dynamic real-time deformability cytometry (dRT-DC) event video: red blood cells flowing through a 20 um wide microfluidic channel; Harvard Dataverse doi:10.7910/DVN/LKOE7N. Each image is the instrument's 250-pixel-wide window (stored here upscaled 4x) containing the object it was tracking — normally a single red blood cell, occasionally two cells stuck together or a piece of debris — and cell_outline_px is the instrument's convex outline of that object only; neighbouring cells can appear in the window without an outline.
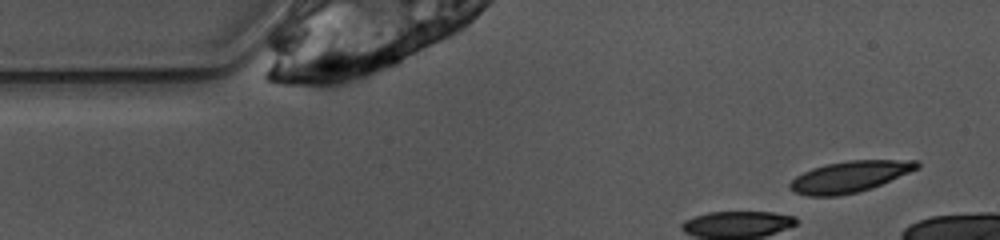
{"species": "common noctule bat (a hibernating species)", "species_latin": "Nyctalus noctula", "temperature_condition": "warm", "stored_images_in_passage": 34, "camera_frame_rate_fps": 3000, "um_per_image_px": 0.085, "animal": {"sex": "female", "body_mass_g": 10.0, "forearm_length_mm": 53.1}, "frame": {"image": 1, "passage_image": 3, "time_ms": 0.667, "image_size_px": [1000, 240], "cell_outline_px": [[920, 168], [872, 188], [860, 192], [840, 196], [808, 196], [796, 192], [788, 184], [796, 176], [812, 168], [828, 164], [848, 160], [920, 160]], "centroid_in_image_um": [72.28, 15.01], "position_along_channel_um": 12.7, "area_um2": 23.12}}
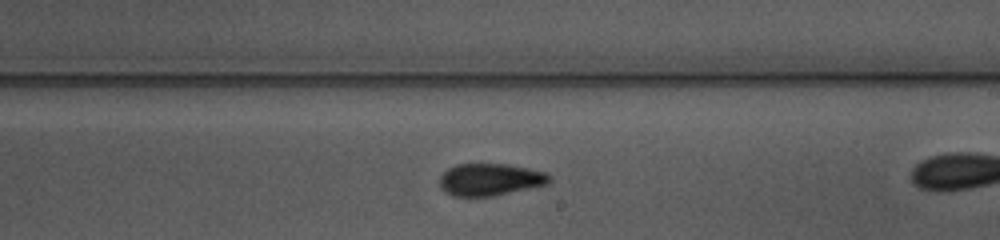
{"frame": {"image": 2, "passage_image": 24, "time_ms": 7.667, "image_size_px": [1000, 240], "cell_outline_px": [[552, 180], [548, 184], [492, 196], [452, 196], [444, 192], [440, 188], [440, 176], [448, 168], [456, 164], [504, 164], [528, 168], [548, 172], [552, 176]], "centroid_in_image_um": [41.67, 15.26], "position_along_channel_um": 247.3, "area_um2": 20.69}}
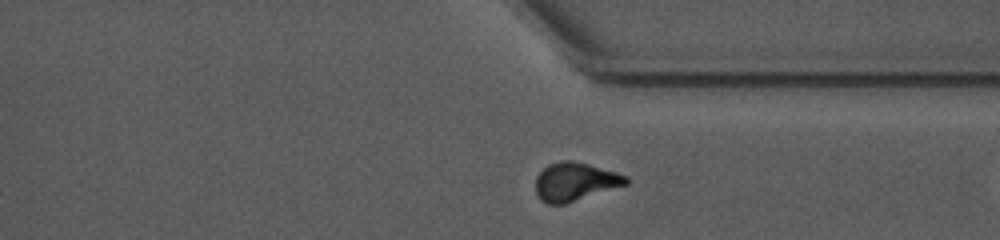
{"frame": {"image": 3, "passage_image": 33, "time_ms": 10.667, "image_size_px": [1000, 240], "cell_outline_px": [[628, 184], [564, 204], [548, 204], [540, 200], [536, 192], [536, 176], [548, 164], [560, 160], [572, 160], [588, 164], [616, 172], [628, 176]], "centroid_in_image_um": [48.87, 15.44], "position_along_channel_um": 362.5, "area_um2": 20.17}}